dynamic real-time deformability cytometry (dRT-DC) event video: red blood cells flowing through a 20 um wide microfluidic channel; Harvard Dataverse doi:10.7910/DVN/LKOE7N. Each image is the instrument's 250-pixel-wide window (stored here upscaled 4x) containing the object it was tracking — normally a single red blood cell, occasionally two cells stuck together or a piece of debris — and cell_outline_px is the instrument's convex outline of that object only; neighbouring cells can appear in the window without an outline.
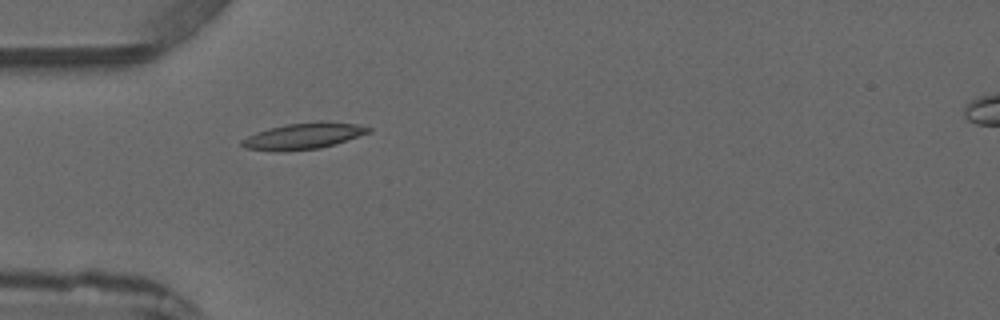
{"species": "common noctule bat (a hibernating species)", "species_latin": "Nyctalus noctula", "temperature_condition": "warm", "stored_images_in_passage": 1, "camera_frame_rate_fps": 3000, "um_per_image_px": 0.085, "animal": {"sex": "male", "forearm_length_mm": 52.5}, "frame": {"image": 1, "passage_image": 1, "time_ms": 0.0, "image_size_px": [1000, 320], "cell_outline_px": [[372, 132], [320, 148], [276, 152], [244, 148], [240, 144], [240, 140], [256, 132], [268, 128], [288, 124], [320, 120], [356, 124], [372, 128]], "centroid_in_image_um": [25.77, 11.56], "position_along_channel_um": 59.2, "area_um2": 19.48}}